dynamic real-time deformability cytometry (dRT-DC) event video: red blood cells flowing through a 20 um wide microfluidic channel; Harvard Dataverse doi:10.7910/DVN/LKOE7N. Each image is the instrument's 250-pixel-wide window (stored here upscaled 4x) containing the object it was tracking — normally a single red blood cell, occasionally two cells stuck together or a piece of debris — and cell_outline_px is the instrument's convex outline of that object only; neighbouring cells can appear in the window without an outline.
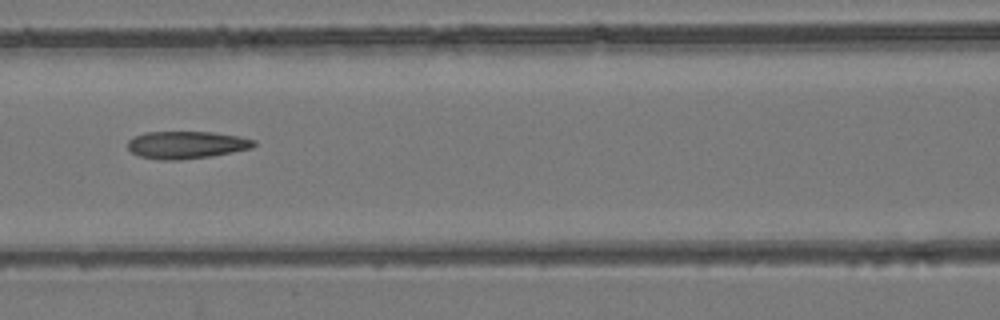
{"species": "common noctule bat (a hibernating species)", "species_latin": "Nyctalus noctula", "temperature_condition": "room temperature", "stored_images_in_passage": 6, "camera_frame_rate_fps": 3000, "um_per_image_px": 0.085, "animal": {"sex": "female", "body_mass_g": 24.6, "forearm_length_mm": 56.2}, "frame": {"image": 1, "passage_image": 6, "time_ms": 5.333, "image_size_px": [1000, 320], "cell_outline_px": [[256, 144], [252, 148], [212, 156], [180, 160], [160, 160], [140, 156], [132, 152], [128, 148], [128, 140], [132, 136], [144, 132], [212, 132], [240, 136], [256, 140]], "centroid_in_image_um": [15.85, 12.31], "position_along_channel_um": 150.8, "area_um2": 20.35}}